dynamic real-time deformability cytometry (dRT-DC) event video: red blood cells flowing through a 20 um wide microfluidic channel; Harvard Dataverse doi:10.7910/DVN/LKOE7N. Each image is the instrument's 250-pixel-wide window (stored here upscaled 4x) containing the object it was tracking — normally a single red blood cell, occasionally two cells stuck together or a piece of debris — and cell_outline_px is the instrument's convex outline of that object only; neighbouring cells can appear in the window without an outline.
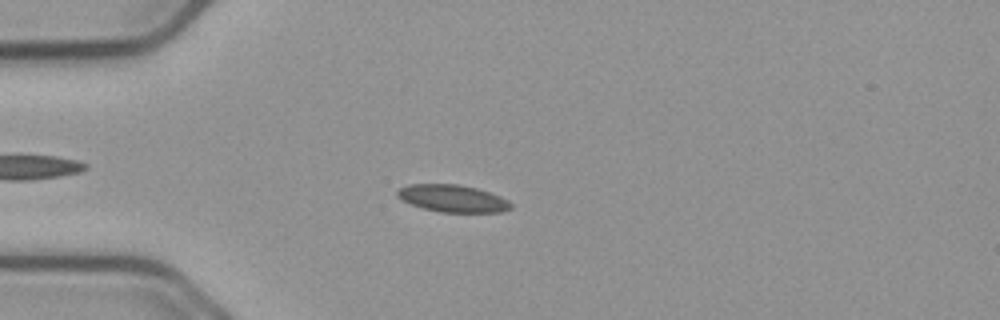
{"species": "common noctule bat (a hibernating species)", "species_latin": "Nyctalus noctula", "temperature_condition": "cold", "stored_images_in_passage": 50, "camera_frame_rate_fps": 3000, "um_per_image_px": 0.085, "animal": {"sex": "male", "body_mass_g": 23.1, "forearm_length_mm": 52.7}, "frame": {"image": 1, "passage_image": 9, "time_ms": 2.667, "image_size_px": [1000, 320], "cell_outline_px": [[512, 208], [500, 212], [440, 212], [424, 208], [400, 200], [396, 196], [396, 192], [400, 188], [408, 184], [460, 184], [476, 188], [500, 196], [508, 200], [512, 204]], "centroid_in_image_um": [38.46, 16.86], "position_along_channel_um": 46.5, "area_um2": 18.03}}
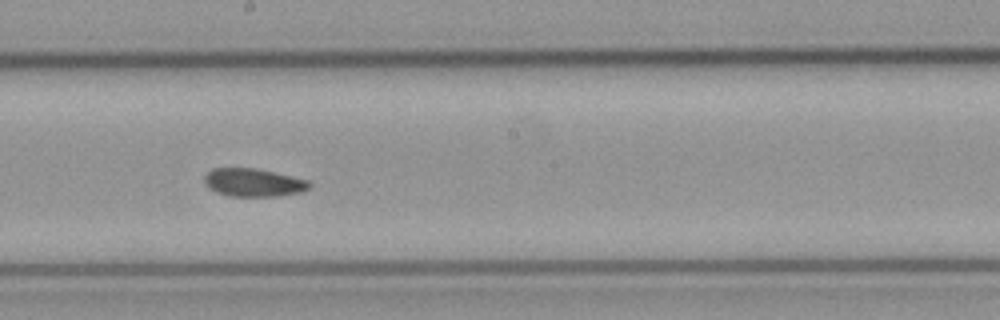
{"frame": {"image": 2, "passage_image": 25, "time_ms": 8.0, "image_size_px": [1000, 320], "cell_outline_px": [[312, 188], [300, 192], [276, 196], [228, 196], [216, 192], [208, 188], [204, 184], [204, 176], [212, 168], [256, 168], [308, 180], [312, 184]], "centroid_in_image_um": [21.53, 15.52], "position_along_channel_um": 226.7, "area_um2": 17.28}}
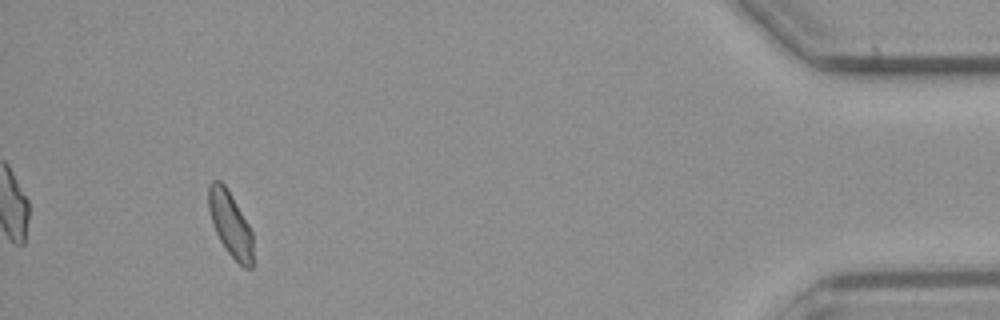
{"frame": {"image": 3, "passage_image": 46, "time_ms": 15.0, "image_size_px": [1000, 320], "cell_outline_px": [[252, 268], [244, 268], [228, 252], [220, 240], [212, 224], [208, 208], [208, 184], [212, 180], [220, 180], [224, 184], [248, 224], [252, 232]], "centroid_in_image_um": [19.55, 19.02], "position_along_channel_um": 415.7, "area_um2": 16.53}, "authors_computed_cell_mechanics": {"area_um2": 17.4845, "velocity_mm_per_s": 3.7033, "shape_relaxation_time_tau1_ms": null, "shape_relaxation_time_tau2_ms": 9.3869, "deformation_change_tau1": null, "deformation_change_tau2": 0.134}}